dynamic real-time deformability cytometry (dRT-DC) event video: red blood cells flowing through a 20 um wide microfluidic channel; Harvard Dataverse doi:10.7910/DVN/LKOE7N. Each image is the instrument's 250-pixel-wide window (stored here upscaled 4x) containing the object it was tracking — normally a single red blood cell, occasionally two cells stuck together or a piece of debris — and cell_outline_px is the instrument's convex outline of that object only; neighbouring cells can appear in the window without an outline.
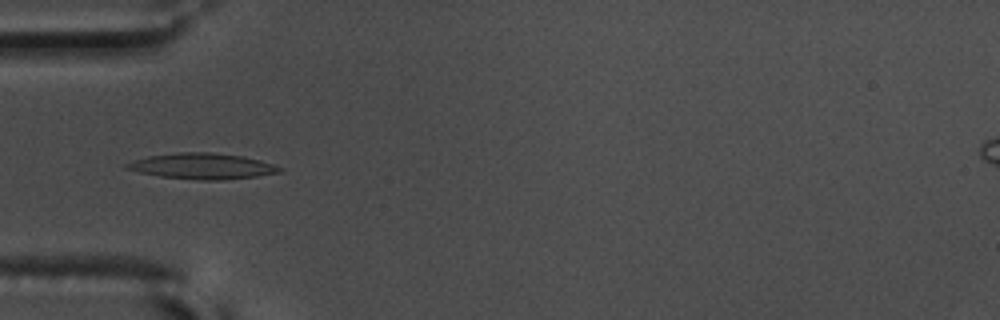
{"species": "common noctule bat (a hibernating species)", "species_latin": "Nyctalus noctula", "temperature_condition": "warm", "stored_images_in_passage": 57, "camera_frame_rate_fps": 3000, "um_per_image_px": 0.085, "animal": {"sex": "male", "body_mass_g": 17.5, "forearm_length_mm": 52.3}, "frame": {"image": 1, "passage_image": 19, "time_ms": 6.0, "image_size_px": [1000, 320], "cell_outline_px": [[284, 172], [256, 176], [224, 180], [200, 180], [160, 176], [140, 172], [124, 168], [124, 164], [148, 156], [176, 152], [212, 152], [244, 156], [260, 160], [284, 168]], "centroid_in_image_um": [17.24, 14.12], "position_along_channel_um": 67.8, "area_um2": 23.06}}
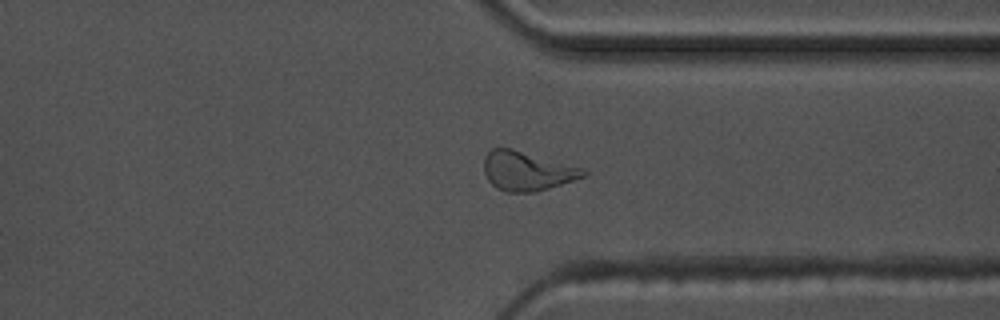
{"frame": {"image": 2, "passage_image": 44, "time_ms": 14.333, "image_size_px": [1000, 320], "cell_outline_px": [[588, 176], [548, 188], [532, 192], [504, 192], [496, 188], [488, 180], [484, 172], [484, 156], [492, 148], [512, 148], [584, 168], [588, 172]], "centroid_in_image_um": [44.81, 14.53], "position_along_channel_um": 366.6, "area_um2": 22.83}}
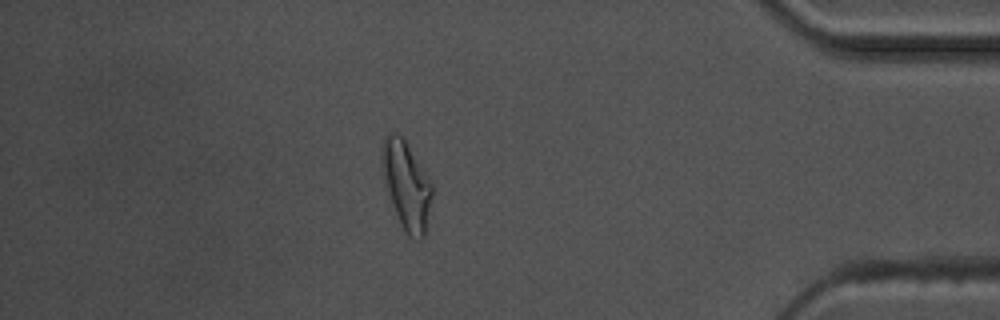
{"frame": {"image": 3, "passage_image": 50, "time_ms": 16.333, "image_size_px": [1000, 320], "cell_outline_px": [[432, 196], [424, 240], [420, 240], [408, 236], [404, 232], [388, 192], [384, 180], [380, 156], [380, 148], [384, 136], [388, 132], [396, 132], [404, 140], [432, 184]], "centroid_in_image_um": [34.53, 15.75], "position_along_channel_um": 400.7, "area_um2": 25.43}, "authors_computed_cell_mechanics": {"area_um2": 20.8658, "velocity_mm_per_s": 3.5969, "shape_relaxation_time_tau1_ms": 6.7954, "shape_relaxation_time_tau2_ms": 1.4101, "deformation_change_tau1": 0.2211, "deformation_change_tau2": 0.0879}}